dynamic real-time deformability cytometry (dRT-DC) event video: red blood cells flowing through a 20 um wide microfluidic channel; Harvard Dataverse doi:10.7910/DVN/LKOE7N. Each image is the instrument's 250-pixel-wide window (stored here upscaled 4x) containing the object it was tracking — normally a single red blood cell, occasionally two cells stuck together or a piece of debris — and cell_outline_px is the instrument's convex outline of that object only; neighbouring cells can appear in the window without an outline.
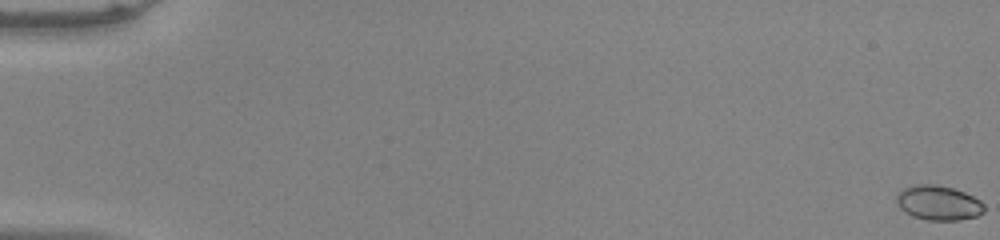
{"species": "common noctule bat (a hibernating species)", "species_latin": "Nyctalus noctula", "temperature_condition": "warm", "stored_images_in_passage": 54, "camera_frame_rate_fps": 3000, "um_per_image_px": 0.085, "animal": {"sex": "male", "body_mass_g": 20.0, "forearm_length_mm": 53.3}, "frame": {"image": 1, "passage_image": 1, "time_ms": 0.0, "image_size_px": [1000, 240], "cell_outline_px": [[984, 212], [976, 216], [960, 220], [928, 220], [912, 216], [904, 212], [900, 208], [896, 200], [896, 192], [912, 184], [936, 184], [952, 188], [964, 192], [980, 200], [984, 204]], "centroid_in_image_um": [79.73, 17.23], "position_along_channel_um": 5.3, "area_um2": 17.86}}
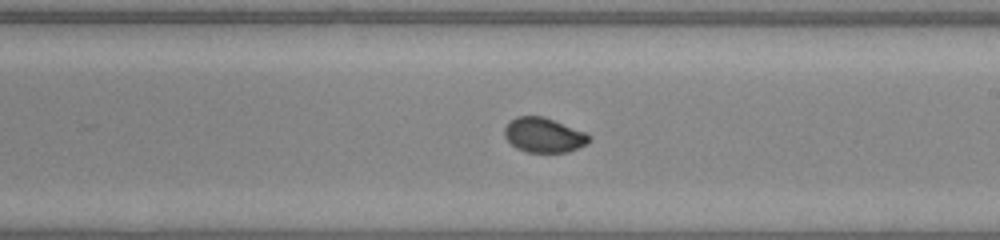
{"frame": {"image": 2, "passage_image": 33, "time_ms": 10.667, "image_size_px": [1000, 240], "cell_outline_px": [[592, 140], [588, 144], [568, 152], [528, 152], [516, 148], [504, 136], [504, 128], [516, 116], [544, 116], [584, 132], [592, 136]], "centroid_in_image_um": [46.25, 11.49], "position_along_channel_um": 242.7, "area_um2": 17.11}}
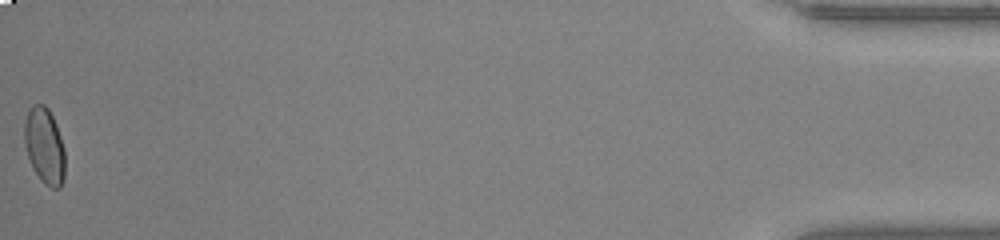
{"frame": {"image": 3, "passage_image": 54, "time_ms": 17.667, "image_size_px": [1000, 240], "cell_outline_px": [[64, 180], [60, 188], [52, 188], [44, 184], [40, 180], [28, 156], [24, 140], [24, 124], [28, 112], [32, 104], [44, 104], [48, 108], [56, 124], [64, 148]], "centroid_in_image_um": [3.79, 12.4], "position_along_channel_um": 431.4, "area_um2": 17.86}}